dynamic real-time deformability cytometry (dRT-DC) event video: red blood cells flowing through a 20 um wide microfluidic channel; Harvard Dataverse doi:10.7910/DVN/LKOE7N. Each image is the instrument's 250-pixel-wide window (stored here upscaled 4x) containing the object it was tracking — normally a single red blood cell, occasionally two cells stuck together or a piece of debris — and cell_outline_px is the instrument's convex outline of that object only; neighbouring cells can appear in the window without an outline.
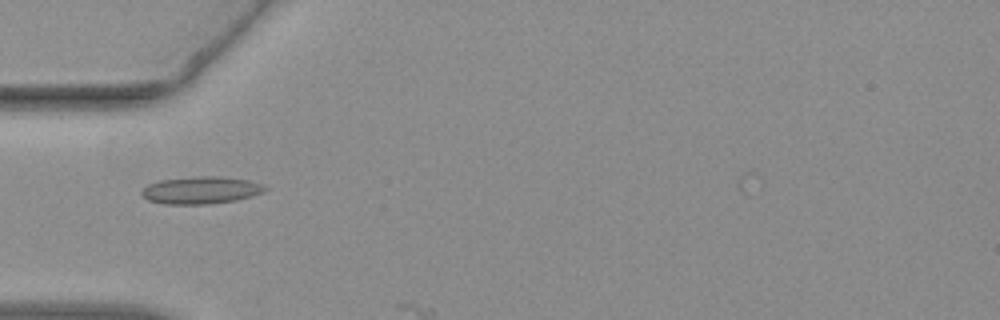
{"species": "common noctule bat (a hibernating species)", "species_latin": "Nyctalus noctula", "temperature_condition": "warm", "stored_images_in_passage": 9, "camera_frame_rate_fps": 3000, "um_per_image_px": 0.085, "animal": {"sex": "female", "body_mass_g": 19.3, "forearm_length_mm": 54.1}, "frame": {"image": 1, "passage_image": 8, "time_ms": 2.333, "image_size_px": [1000, 320], "cell_outline_px": [[268, 188], [264, 192], [252, 196], [236, 200], [208, 204], [164, 204], [148, 200], [140, 192], [148, 184], [160, 180], [196, 176], [220, 176], [248, 180], [264, 184]], "centroid_in_image_um": [17.11, 16.16], "position_along_channel_um": 67.9, "area_um2": 19.71}}